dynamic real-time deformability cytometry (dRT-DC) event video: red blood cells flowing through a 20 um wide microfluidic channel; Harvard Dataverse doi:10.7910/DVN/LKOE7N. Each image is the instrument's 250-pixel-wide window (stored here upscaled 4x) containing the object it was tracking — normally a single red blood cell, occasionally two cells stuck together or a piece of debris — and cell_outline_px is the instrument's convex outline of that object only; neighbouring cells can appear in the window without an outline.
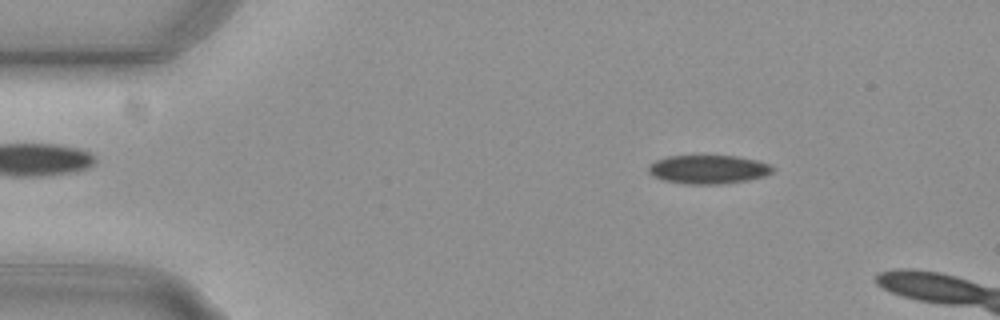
{"species": "common noctule bat (a hibernating species)", "species_latin": "Nyctalus noctula", "temperature_condition": "cold", "stored_images_in_passage": 49, "camera_frame_rate_fps": 3000, "um_per_image_px": 0.085, "animal": {"sex": "female", "body_mass_g": 29.2, "forearm_length_mm": 56.3}, "frame": {"image": 1, "passage_image": 7, "time_ms": 2.0, "image_size_px": [1000, 320], "cell_outline_px": [[776, 168], [772, 172], [764, 176], [748, 180], [720, 184], [692, 184], [664, 180], [648, 172], [648, 168], [656, 160], [668, 156], [736, 156], [756, 160], [772, 164]], "centroid_in_image_um": [60.28, 14.39], "position_along_channel_um": 24.7, "area_um2": 20.58}}
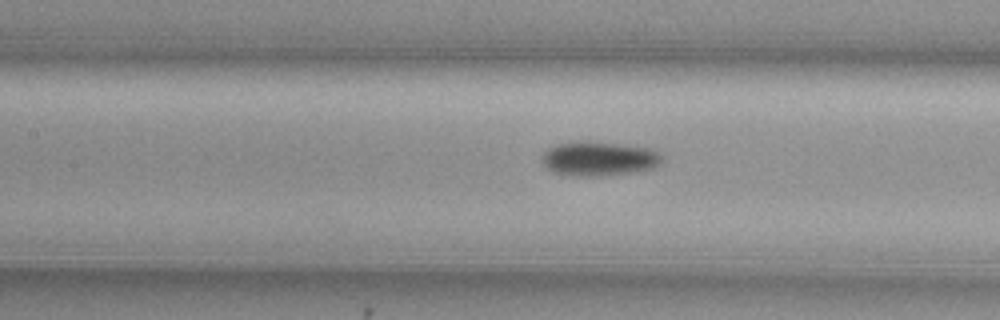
{"frame": {"image": 2, "passage_image": 23, "time_ms": 7.333, "image_size_px": [1000, 320], "cell_outline_px": [[664, 160], [660, 164], [652, 168], [632, 172], [600, 176], [568, 176], [556, 172], [548, 168], [540, 160], [540, 156], [548, 148], [556, 144], [572, 140], [588, 140], [648, 148], [664, 156]], "centroid_in_image_um": [50.86, 13.47], "position_along_channel_um": 156.5, "area_um2": 24.33}}
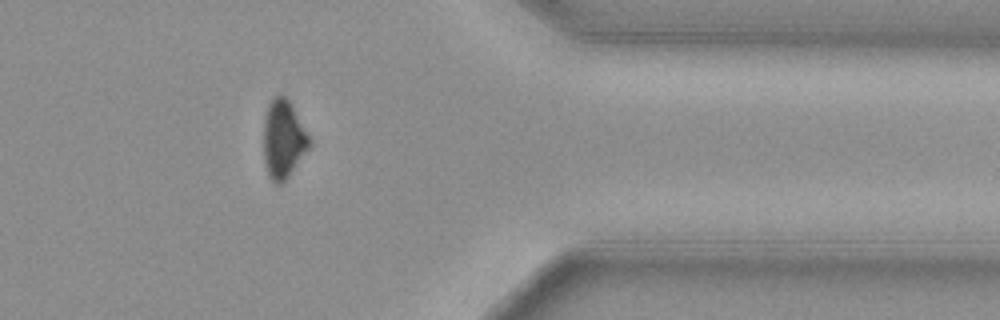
{"frame": {"image": 3, "passage_image": 43, "time_ms": 14.0, "image_size_px": [1000, 320], "cell_outline_px": [[312, 144], [288, 176], [280, 184], [276, 184], [268, 176], [264, 160], [264, 120], [268, 104], [272, 96], [280, 92], [288, 100], [312, 140]], "centroid_in_image_um": [24.08, 11.8], "position_along_channel_um": 387.3, "area_um2": 20.81}}